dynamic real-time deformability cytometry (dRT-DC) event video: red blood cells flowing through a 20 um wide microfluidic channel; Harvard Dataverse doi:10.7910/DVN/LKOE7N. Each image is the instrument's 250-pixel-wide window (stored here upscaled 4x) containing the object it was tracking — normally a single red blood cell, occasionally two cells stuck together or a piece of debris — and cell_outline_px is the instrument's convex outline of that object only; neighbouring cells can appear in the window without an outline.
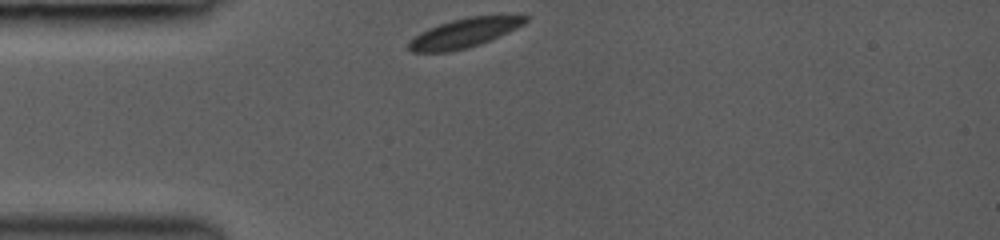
{"species": "common noctule bat (a hibernating species)", "species_latin": "Nyctalus noctula", "temperature_condition": "room temperature", "stored_images_in_passage": 2, "camera_frame_rate_fps": 3000, "um_per_image_px": 0.085, "animal": {"sex": "female", "body_mass_g": 19.0, "forearm_length_mm": 53.3}, "frame": {"image": 1, "passage_image": 1, "time_ms": 0.0, "image_size_px": [1000, 240], "cell_outline_px": [[528, 20], [524, 24], [500, 36], [480, 44], [468, 48], [452, 52], [412, 52], [408, 48], [408, 40], [420, 32], [428, 28], [452, 20], [468, 16], [528, 16]], "centroid_in_image_um": [39.41, 2.82], "position_along_channel_um": 45.6, "area_um2": 19.83}}